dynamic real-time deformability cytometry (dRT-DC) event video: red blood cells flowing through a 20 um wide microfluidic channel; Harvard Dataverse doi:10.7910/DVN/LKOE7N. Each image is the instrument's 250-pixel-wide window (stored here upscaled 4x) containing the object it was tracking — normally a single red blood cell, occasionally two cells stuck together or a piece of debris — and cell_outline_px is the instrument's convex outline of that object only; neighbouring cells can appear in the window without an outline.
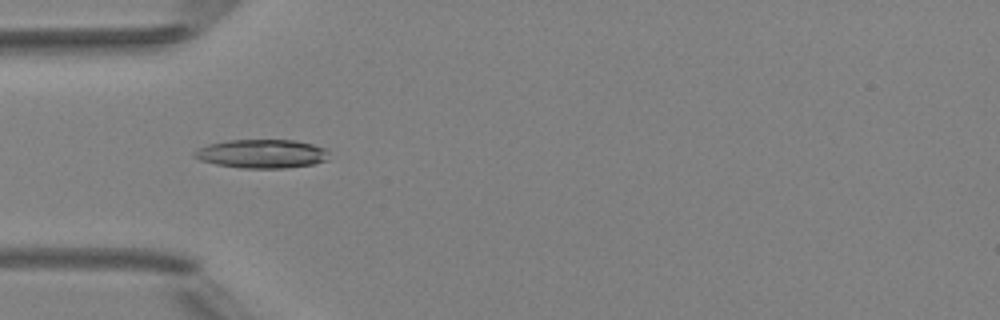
{"species": "Egyptian fruit bat (a non-hibernating species)", "species_latin": "Rousettus aegyptiacus", "temperature_condition": "room temperature", "stored_images_in_passage": 4, "camera_frame_rate_fps": 3000, "um_per_image_px": 0.085, "animal": {"sex": "female"}, "frame": {"image": 1, "passage_image": 3, "time_ms": 2.0, "image_size_px": [1000, 320], "cell_outline_px": [[328, 160], [312, 164], [288, 168], [240, 168], [216, 164], [200, 160], [192, 156], [192, 152], [196, 148], [208, 144], [228, 140], [296, 140], [328, 148]], "centroid_in_image_um": [22.24, 13.07], "position_along_channel_um": 62.8, "area_um2": 22.83}}
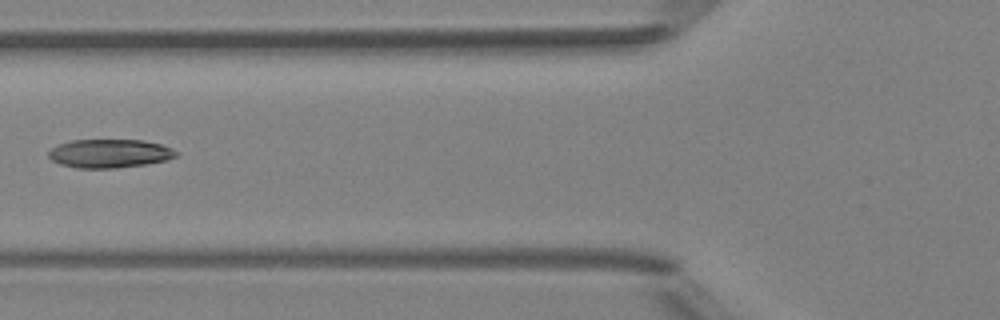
{"frame": {"image": 2, "passage_image": 4, "time_ms": 3.333, "image_size_px": [1000, 320], "cell_outline_px": [[180, 156], [168, 160], [144, 164], [116, 168], [76, 168], [60, 164], [52, 160], [48, 156], [48, 152], [52, 148], [60, 144], [72, 140], [140, 140], [160, 144], [172, 148], [180, 152]], "centroid_in_image_um": [9.36, 13.05], "position_along_channel_um": 116.4, "area_um2": 21.33}}